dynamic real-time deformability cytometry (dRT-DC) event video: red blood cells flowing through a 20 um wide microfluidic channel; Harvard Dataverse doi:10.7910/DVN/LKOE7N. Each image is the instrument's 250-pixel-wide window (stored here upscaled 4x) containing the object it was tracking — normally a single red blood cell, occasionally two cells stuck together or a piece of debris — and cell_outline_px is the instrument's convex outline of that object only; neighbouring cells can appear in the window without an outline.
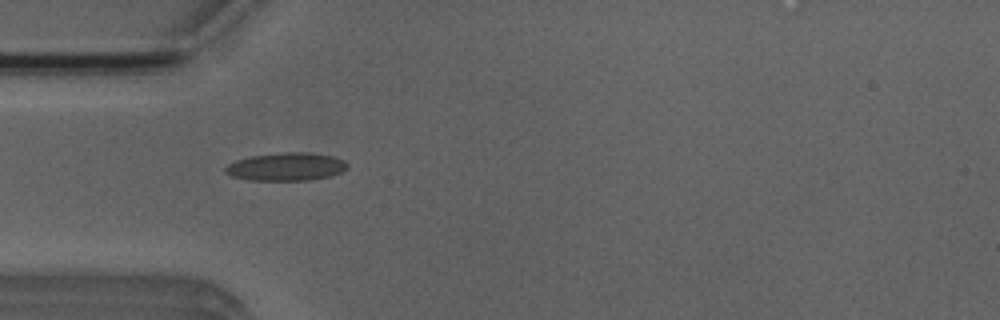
{"species": "Egyptian fruit bat (a non-hibernating species)", "species_latin": "Rousettus aegyptiacus", "temperature_condition": "room temperature", "stored_images_in_passage": 13, "camera_frame_rate_fps": 3000, "um_per_image_px": 0.085, "animal": {"sex": "male"}, "frame": {"image": 1, "passage_image": 1, "time_ms": 0.0, "image_size_px": [1000, 320], "cell_outline_px": [[348, 168], [340, 172], [328, 176], [308, 180], [248, 180], [232, 176], [224, 172], [224, 168], [228, 164], [236, 160], [252, 156], [284, 152], [312, 152], [332, 156], [344, 160], [348, 164]], "centroid_in_image_um": [24.32, 14.16], "position_along_channel_um": 60.7, "area_um2": 19.88}}
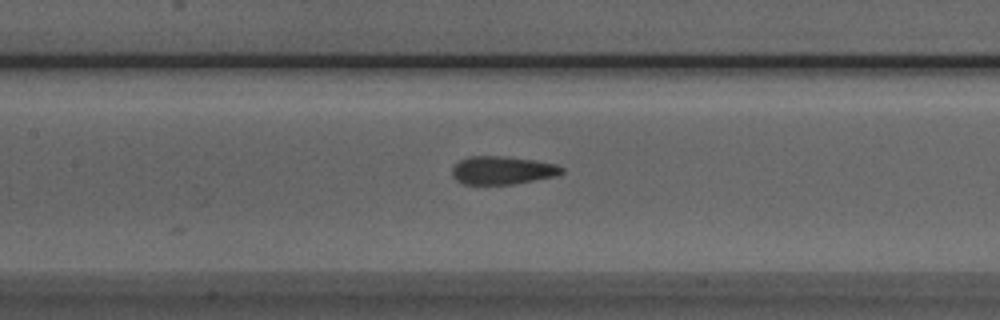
{"frame": {"image": 2, "passage_image": 9, "time_ms": 2.667, "image_size_px": [1000, 320], "cell_outline_px": [[564, 172], [556, 176], [512, 184], [464, 184], [456, 180], [452, 176], [452, 168], [460, 160], [468, 156], [504, 156], [532, 160], [556, 164], [564, 168]], "centroid_in_image_um": [42.69, 14.47], "position_along_channel_um": 164.7, "area_um2": 17.92}}